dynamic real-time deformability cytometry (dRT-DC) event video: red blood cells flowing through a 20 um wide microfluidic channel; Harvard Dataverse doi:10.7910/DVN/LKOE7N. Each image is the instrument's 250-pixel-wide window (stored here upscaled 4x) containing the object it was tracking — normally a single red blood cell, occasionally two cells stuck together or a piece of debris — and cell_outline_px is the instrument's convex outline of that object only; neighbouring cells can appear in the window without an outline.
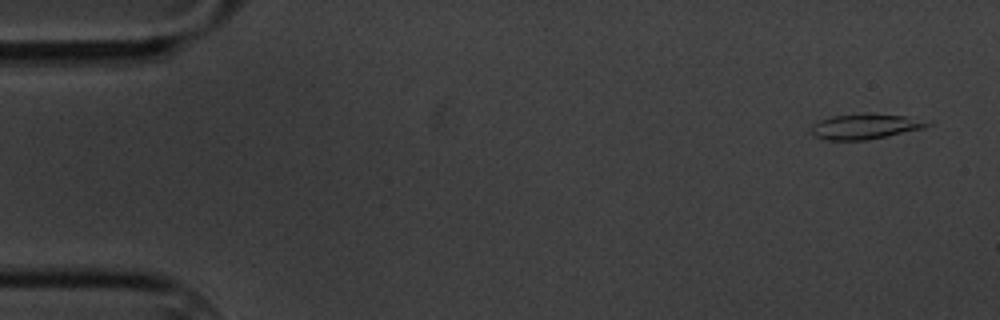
{"species": "common noctule bat (a hibernating species)", "species_latin": "Nyctalus noctula", "temperature_condition": "cold", "stored_images_in_passage": 58, "segment_of_instrument_passage": [1, 2], "camera_frame_rate_fps": 3000, "um_per_image_px": 0.085, "animal": {"sex": "male", "body_mass_g": 20.1, "forearm_length_mm": 53.5}, "frame": {"image": 1, "passage_image": 1, "time_ms": 0.0, "image_size_px": [1000, 320], "cell_outline_px": [[932, 124], [924, 128], [888, 136], [868, 140], [824, 140], [812, 136], [812, 124], [820, 120], [832, 116], [864, 112], [868, 112], [904, 116], [932, 120]], "centroid_in_image_um": [73.57, 10.73], "position_along_channel_um": 11.4, "area_um2": 17.63}}
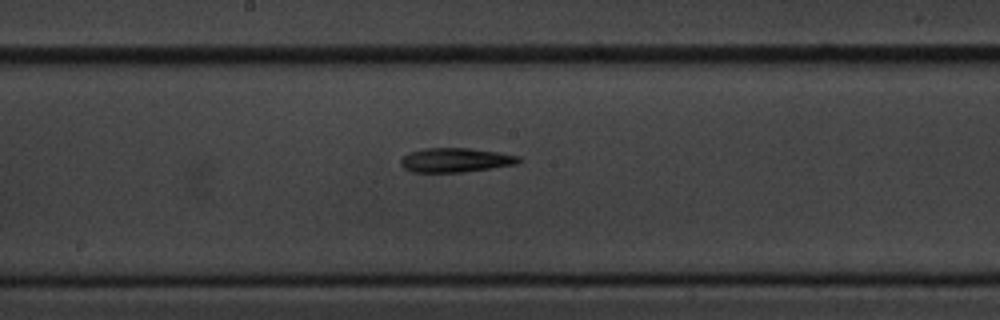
{"frame": {"image": 2, "passage_image": 29, "time_ms": 9.333, "image_size_px": [1000, 320], "cell_outline_px": [[520, 160], [516, 164], [492, 168], [460, 172], [412, 172], [404, 168], [400, 164], [400, 160], [408, 152], [424, 148], [472, 148], [500, 152], [520, 156]], "centroid_in_image_um": [38.71, 13.6], "position_along_channel_um": 209.5, "area_um2": 16.76}}
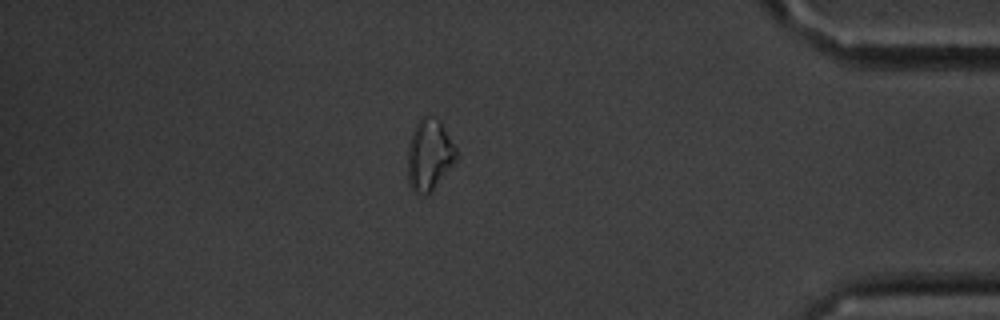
{"frame": {"image": 3, "passage_image": 49, "time_ms": 16.0, "image_size_px": [1000, 320], "cell_outline_px": [[460, 156], [432, 192], [416, 196], [412, 192], [408, 180], [408, 148], [412, 132], [420, 116], [432, 116], [440, 120], [456, 148]], "centroid_in_image_um": [36.5, 13.19], "position_along_channel_um": 398.7, "area_um2": 20.63}}